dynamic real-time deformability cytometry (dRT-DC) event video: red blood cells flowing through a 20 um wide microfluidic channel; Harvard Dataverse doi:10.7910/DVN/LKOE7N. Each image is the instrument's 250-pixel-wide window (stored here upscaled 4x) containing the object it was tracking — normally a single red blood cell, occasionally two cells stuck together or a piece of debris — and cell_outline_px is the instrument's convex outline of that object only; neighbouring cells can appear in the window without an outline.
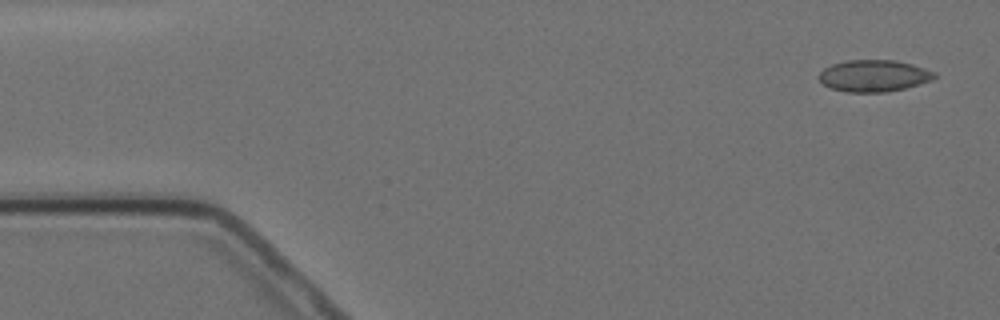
{"species": "Egyptian fruit bat (a non-hibernating species)", "species_latin": "Rousettus aegyptiacus", "temperature_condition": "cold", "stored_images_in_passage": 8, "camera_frame_rate_fps": 3000, "um_per_image_px": 0.085, "animal": {"sex": "female"}, "frame": {"image": 1, "passage_image": 1, "time_ms": 0.0, "image_size_px": [1000, 320], "cell_outline_px": [[936, 76], [932, 80], [920, 84], [888, 92], [848, 92], [832, 88], [824, 84], [816, 76], [824, 68], [832, 64], [848, 60], [896, 60], [912, 64], [936, 72]], "centroid_in_image_um": [74.28, 6.44], "position_along_channel_um": 10.7, "area_um2": 21.39}}
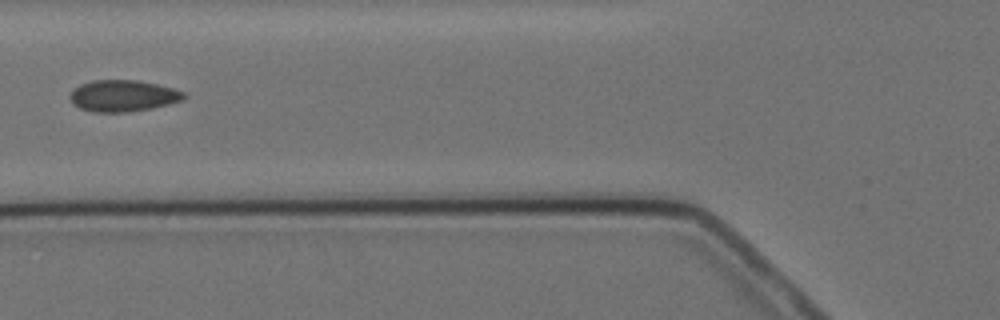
{"frame": {"image": 2, "passage_image": 6, "time_ms": 6.0, "image_size_px": [1000, 320], "cell_outline_px": [[184, 100], [152, 108], [128, 112], [92, 112], [80, 108], [72, 104], [68, 96], [80, 84], [92, 80], [136, 80], [156, 84], [172, 88], [184, 92]], "centroid_in_image_um": [10.42, 8.15], "position_along_channel_um": 115.4, "area_um2": 20.87}}
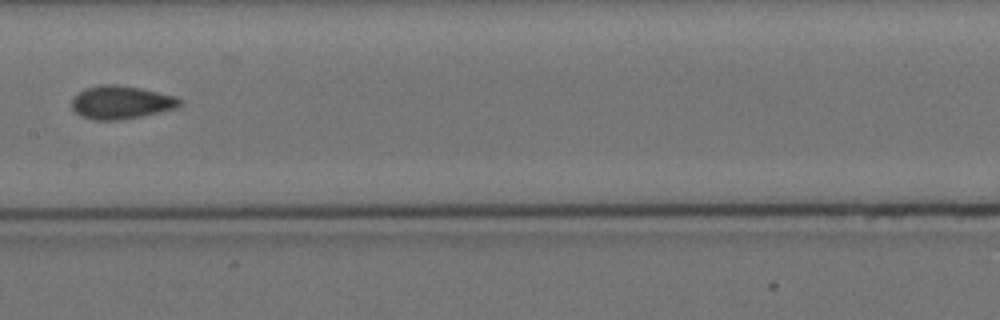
{"frame": {"image": 3, "passage_image": 8, "time_ms": 8.333, "image_size_px": [1000, 320], "cell_outline_px": [[184, 104], [176, 108], [140, 116], [120, 120], [92, 120], [80, 116], [72, 108], [72, 96], [84, 88], [100, 84], [116, 84], [140, 88], [176, 96], [184, 100]], "centroid_in_image_um": [10.28, 8.69], "position_along_channel_um": 197.1, "area_um2": 21.15}}